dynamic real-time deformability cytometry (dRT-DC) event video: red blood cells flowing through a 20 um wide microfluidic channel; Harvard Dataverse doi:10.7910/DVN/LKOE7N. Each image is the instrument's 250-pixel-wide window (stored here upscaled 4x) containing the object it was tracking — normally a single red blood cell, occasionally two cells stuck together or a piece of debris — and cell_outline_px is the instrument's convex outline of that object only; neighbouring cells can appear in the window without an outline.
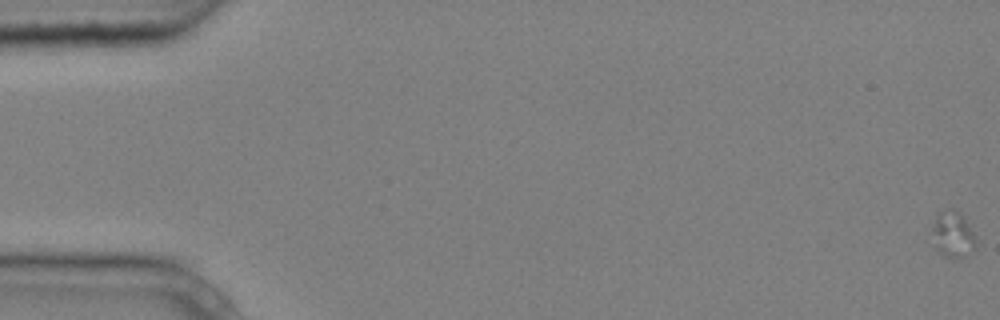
{"species": "common noctule bat (a hibernating species)", "species_latin": "Nyctalus noctula", "temperature_condition": "cold", "stored_images_in_passage": 10, "camera_frame_rate_fps": 3000, "um_per_image_px": 0.085, "animal": {"sex": "male", "body_mass_g": 20.4}, "frame": {"image": 1, "passage_image": 1, "time_ms": 0.0, "image_size_px": [1000, 320], "cell_outline_px": [[976, 244], [964, 256], [956, 260], [952, 260], [944, 256], [936, 248], [936, 216], [940, 212], [956, 208], [964, 216], [976, 240]], "centroid_in_image_um": [81.05, 19.95], "position_along_channel_um": 3.9, "area_um2": 11.1}}